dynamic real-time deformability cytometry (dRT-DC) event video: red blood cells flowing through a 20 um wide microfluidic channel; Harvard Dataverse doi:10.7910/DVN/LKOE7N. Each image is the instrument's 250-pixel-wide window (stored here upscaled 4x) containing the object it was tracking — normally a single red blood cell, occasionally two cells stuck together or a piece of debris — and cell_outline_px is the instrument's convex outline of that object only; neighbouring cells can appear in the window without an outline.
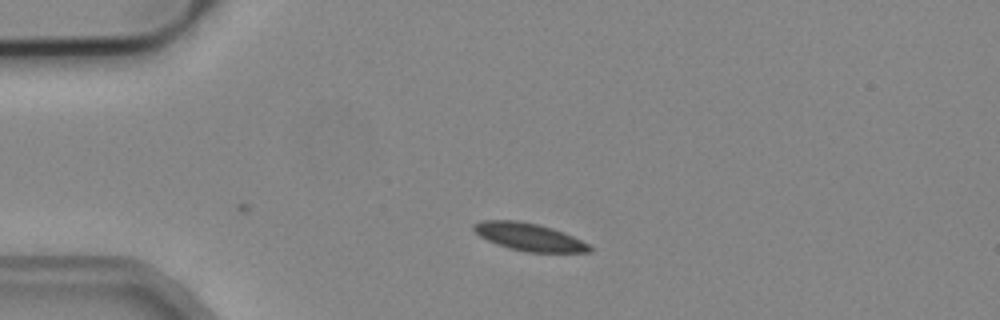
{"species": "common noctule bat (a hibernating species)", "species_latin": "Nyctalus noctula", "temperature_condition": "cold", "stored_images_in_passage": 2, "camera_frame_rate_fps": 3000, "um_per_image_px": 0.085, "animal": {"sex": "male", "body_mass_g": 19.2, "forearm_length_mm": 51.8}, "frame": {"image": 1, "passage_image": 2, "time_ms": 0.333, "image_size_px": [1000, 320], "cell_outline_px": [[592, 252], [528, 252], [508, 248], [496, 244], [480, 236], [472, 228], [472, 224], [480, 220], [516, 220], [536, 224], [552, 228], [564, 232], [588, 244], [592, 248]], "centroid_in_image_um": [44.94, 20.13], "position_along_channel_um": 40.1, "area_um2": 18.55}}